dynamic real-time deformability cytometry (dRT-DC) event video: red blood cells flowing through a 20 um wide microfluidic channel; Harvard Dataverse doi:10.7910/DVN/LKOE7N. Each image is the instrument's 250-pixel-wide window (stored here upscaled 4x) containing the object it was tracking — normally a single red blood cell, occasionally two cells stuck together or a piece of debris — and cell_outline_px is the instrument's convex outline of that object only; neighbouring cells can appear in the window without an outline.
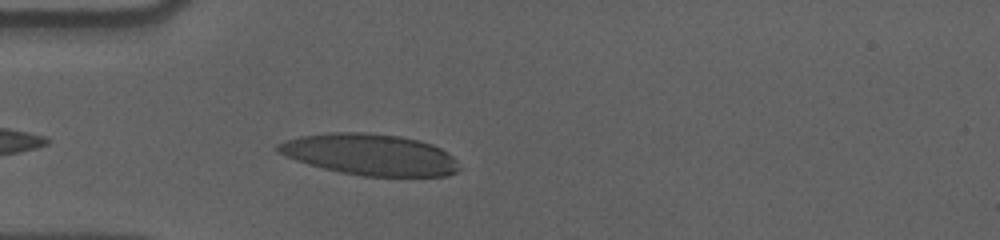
{"species": "human", "species_latin": "Homo sapiens", "temperature_condition": "cold", "stored_images_in_passage": 33, "camera_frame_rate_fps": 3000, "um_per_image_px": 0.085, "donor": {"sex": "male"}, "frame": {"image": 1, "passage_image": 3, "time_ms": 0.667, "image_size_px": [1000, 240], "cell_outline_px": [[460, 168], [456, 172], [448, 176], [364, 176], [340, 172], [308, 164], [296, 160], [276, 152], [276, 144], [300, 136], [328, 132], [364, 132], [400, 136], [432, 144], [440, 148], [452, 156], [456, 160]], "centroid_in_image_um": [31.44, 13.14], "position_along_channel_um": 53.6, "area_um2": 43.52}}
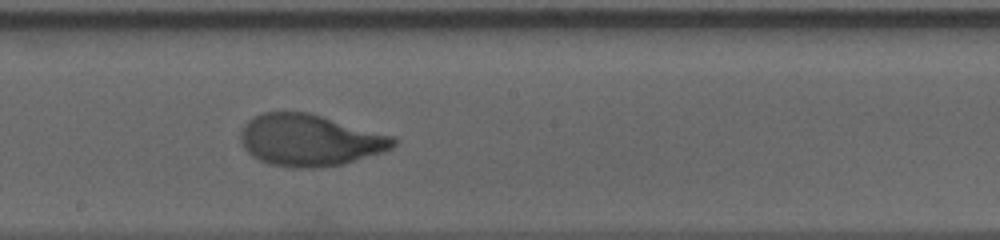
{"frame": {"image": 2, "passage_image": 18, "time_ms": 5.667, "image_size_px": [1000, 240], "cell_outline_px": [[396, 144], [392, 148], [344, 164], [324, 168], [292, 168], [272, 164], [260, 160], [252, 156], [244, 148], [240, 140], [240, 132], [244, 124], [252, 116], [260, 112], [308, 112], [392, 136], [396, 140]], "centroid_in_image_um": [26.27, 11.92], "position_along_channel_um": 221.9, "area_um2": 45.95}}
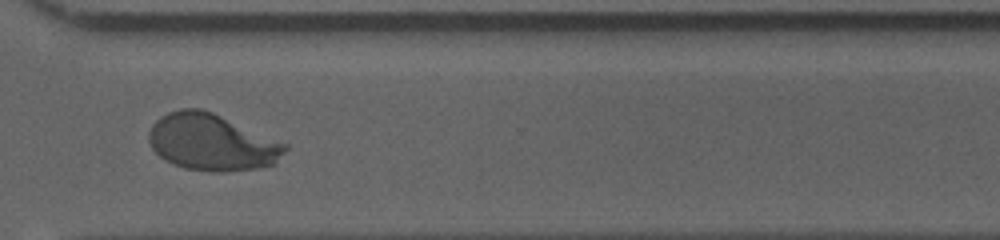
{"frame": {"image": 3, "passage_image": 29, "time_ms": 9.333, "image_size_px": [1000, 240], "cell_outline_px": [[288, 148], [272, 164], [256, 168], [224, 172], [208, 172], [184, 168], [172, 164], [164, 160], [152, 148], [148, 140], [148, 132], [152, 124], [160, 116], [168, 112], [180, 108], [200, 108], [212, 112], [288, 144]], "centroid_in_image_um": [17.95, 12.09], "position_along_channel_um": 352.6, "area_um2": 44.97}, "authors_computed_cell_mechanics": {"area_um2": 45.6042, "velocity_mm_per_s": 3.5652, "shape_relaxation_time_tau1_ms": 3.669, "shape_relaxation_time_tau2_ms": null, "deformation_change_tau1": 0.2068, "deformation_change_tau2": null}}